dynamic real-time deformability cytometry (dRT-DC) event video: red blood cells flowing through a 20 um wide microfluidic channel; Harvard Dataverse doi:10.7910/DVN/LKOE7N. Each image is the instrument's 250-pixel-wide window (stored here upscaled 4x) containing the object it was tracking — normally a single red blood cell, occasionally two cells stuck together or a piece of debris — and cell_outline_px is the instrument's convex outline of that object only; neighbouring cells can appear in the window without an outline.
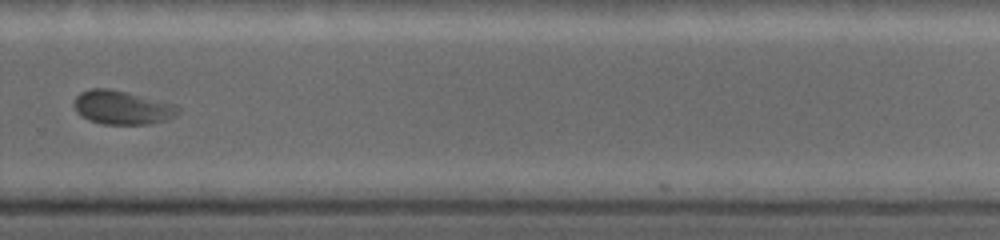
{"species": "common noctule bat (a hibernating species)", "species_latin": "Nyctalus noctula", "temperature_condition": "warm", "stored_images_in_passage": 50, "camera_frame_rate_fps": 5000, "um_per_image_px": 0.085, "animal": {"sex": "female", "body_mass_g": 19.0, "forearm_length_mm": 53.3}, "frame": {"image": 1, "passage_image": 26, "time_ms": 6.4, "image_size_px": [1000, 240], "cell_outline_px": [[180, 112], [172, 116], [148, 124], [104, 124], [88, 120], [76, 112], [76, 96], [80, 92], [92, 88], [108, 88], [124, 92], [180, 108]], "centroid_in_image_um": [10.27, 9.15], "position_along_channel_um": 319.5, "area_um2": 19.42}}